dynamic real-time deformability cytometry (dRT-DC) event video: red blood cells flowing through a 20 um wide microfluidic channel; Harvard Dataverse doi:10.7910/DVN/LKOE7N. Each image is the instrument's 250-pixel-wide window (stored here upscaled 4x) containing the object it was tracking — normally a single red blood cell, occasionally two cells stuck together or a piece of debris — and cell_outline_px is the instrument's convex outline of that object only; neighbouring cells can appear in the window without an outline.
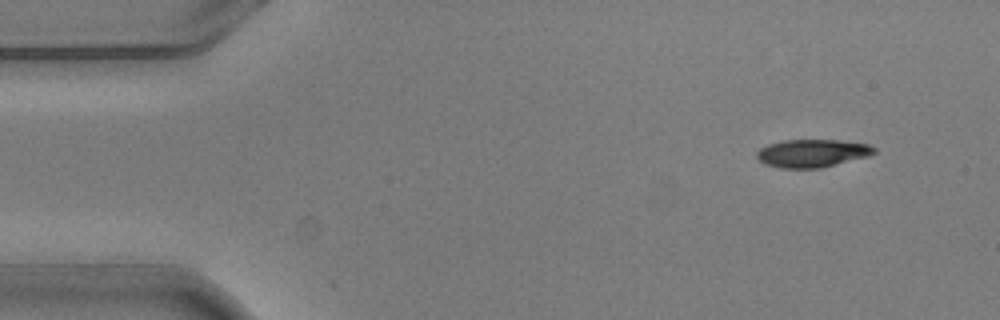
{"species": "common noctule bat (a hibernating species)", "species_latin": "Nyctalus noctula", "temperature_condition": "warm", "stored_images_in_passage": 4, "camera_frame_rate_fps": 3000, "um_per_image_px": 0.085, "animal": {"sex": "male", "body_mass_g": 20.5, "forearm_length_mm": 52.5}, "frame": {"image": 1, "passage_image": 1, "time_ms": 0.0, "image_size_px": [1000, 320], "cell_outline_px": [[876, 152], [868, 156], [820, 168], [780, 168], [764, 164], [756, 156], [756, 152], [760, 148], [768, 144], [780, 140], [836, 140], [868, 144], [876, 148]], "centroid_in_image_um": [69.01, 13.02], "position_along_channel_um": 16.0, "area_um2": 19.07}}
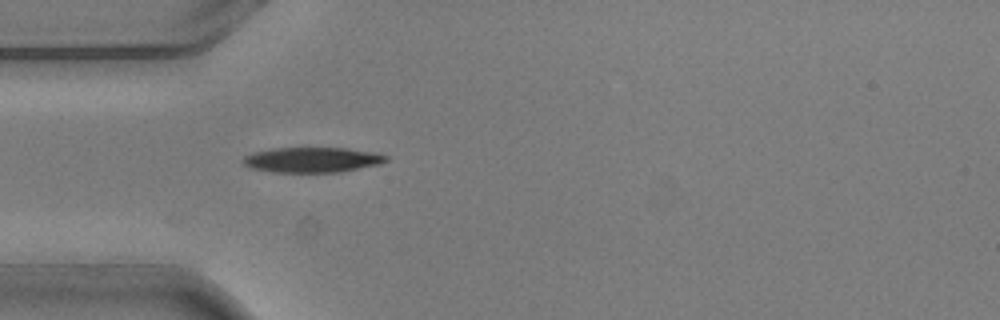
{"frame": {"image": 2, "passage_image": 4, "time_ms": 1.0, "image_size_px": [1000, 320], "cell_outline_px": [[388, 160], [380, 164], [340, 172], [272, 172], [248, 168], [240, 160], [244, 156], [252, 152], [272, 148], [344, 148], [376, 152], [388, 156]], "centroid_in_image_um": [26.5, 13.58], "position_along_channel_um": 58.5, "area_um2": 21.21}}